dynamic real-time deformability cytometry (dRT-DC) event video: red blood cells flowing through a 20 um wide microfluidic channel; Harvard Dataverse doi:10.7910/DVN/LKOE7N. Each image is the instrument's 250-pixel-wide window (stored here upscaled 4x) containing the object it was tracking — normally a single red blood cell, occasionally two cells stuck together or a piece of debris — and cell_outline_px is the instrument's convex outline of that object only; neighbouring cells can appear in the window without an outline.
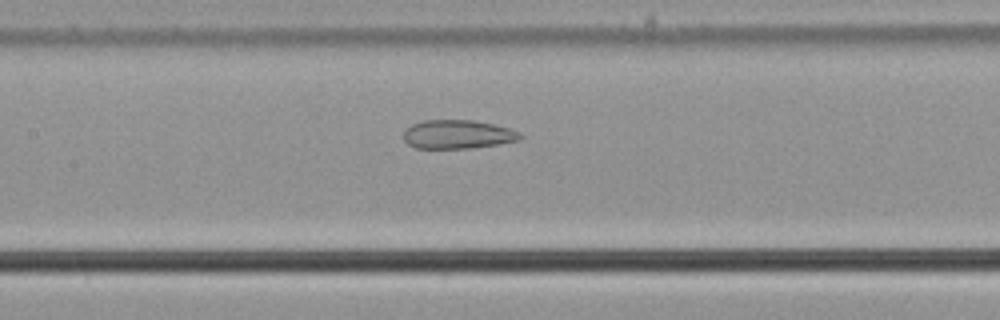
{"species": "common noctule bat (a hibernating species)", "species_latin": "Nyctalus noctula", "temperature_condition": "cold", "stored_images_in_passage": 38, "camera_frame_rate_fps": 3000, "um_per_image_px": 0.085, "animal": {"sex": "male", "body_mass_g": 21.5, "forearm_length_mm": 52.0}, "frame": {"image": 1, "passage_image": 10, "time_ms": 3.0, "image_size_px": [1000, 320], "cell_outline_px": [[524, 136], [520, 140], [496, 144], [468, 148], [416, 148], [408, 144], [404, 140], [404, 132], [412, 124], [424, 120], [472, 120], [492, 124], [508, 128], [520, 132]], "centroid_in_image_um": [38.91, 11.42], "position_along_channel_um": 168.5, "area_um2": 19.36}}
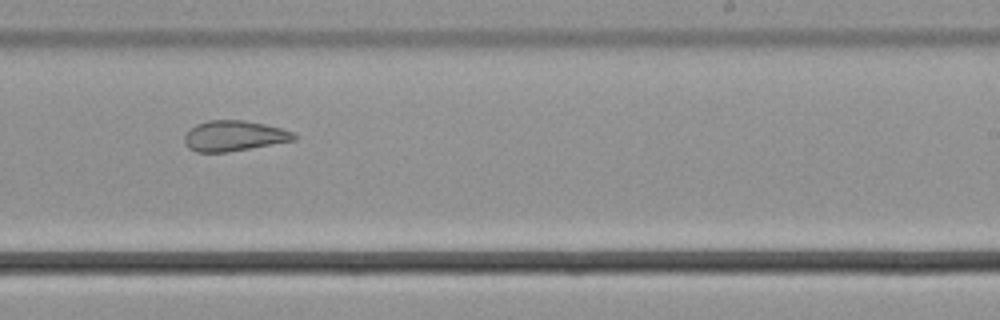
{"frame": {"image": 2, "passage_image": 18, "time_ms": 5.667, "image_size_px": [1000, 320], "cell_outline_px": [[296, 140], [228, 152], [196, 152], [188, 148], [184, 140], [184, 136], [196, 124], [208, 120], [244, 120], [264, 124], [296, 132]], "centroid_in_image_um": [19.91, 11.55], "position_along_channel_um": 269.1, "area_um2": 19.42}}
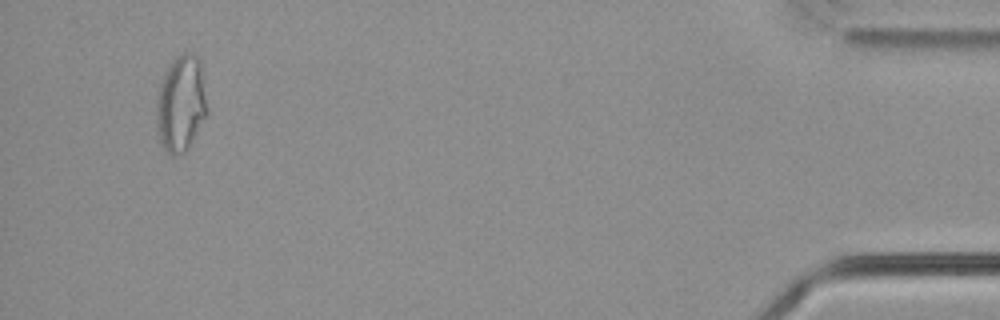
{"frame": {"image": 3, "passage_image": 36, "time_ms": 11.667, "image_size_px": [1000, 320], "cell_outline_px": [[208, 116], [188, 148], [180, 156], [172, 156], [160, 144], [156, 128], [156, 100], [160, 84], [168, 64], [176, 56], [184, 52], [192, 52], [200, 60], [208, 112]], "centroid_in_image_um": [15.38, 8.83], "position_along_channel_um": 419.8, "area_um2": 29.07}, "authors_computed_cell_mechanics": {"area_um2": 21.3282, "velocity_mm_per_s": 3.7848, "shape_relaxation_time_tau1_ms": null, "shape_relaxation_time_tau2_ms": 1.9746, "deformation_change_tau1": null, "deformation_change_tau2": 0.107}}